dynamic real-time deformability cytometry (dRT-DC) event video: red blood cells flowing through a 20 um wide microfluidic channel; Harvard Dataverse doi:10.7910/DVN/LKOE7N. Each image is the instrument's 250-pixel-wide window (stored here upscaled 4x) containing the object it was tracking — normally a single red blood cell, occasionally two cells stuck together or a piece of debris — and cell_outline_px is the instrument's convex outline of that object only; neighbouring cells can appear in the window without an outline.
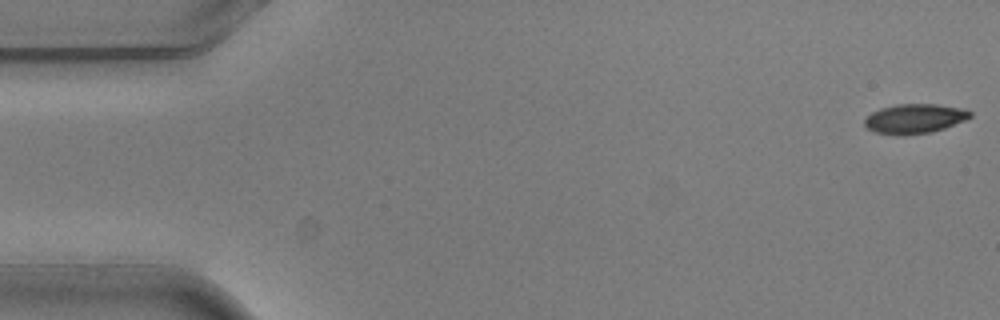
{"species": "common noctule bat (a hibernating species)", "species_latin": "Nyctalus noctula", "temperature_condition": "warm", "stored_images_in_passage": 4, "camera_frame_rate_fps": 3000, "um_per_image_px": 0.085, "animal": {"sex": "male", "body_mass_g": 20.5, "forearm_length_mm": 52.5}, "frame": {"image": 1, "passage_image": 1, "time_ms": 0.0, "image_size_px": [1000, 320], "cell_outline_px": [[972, 116], [964, 120], [944, 128], [932, 132], [896, 136], [876, 132], [868, 128], [864, 124], [864, 120], [872, 112], [880, 108], [896, 104], [936, 104], [964, 108], [972, 112]], "centroid_in_image_um": [77.74, 10.08], "position_along_channel_um": 7.3, "area_um2": 18.21}}
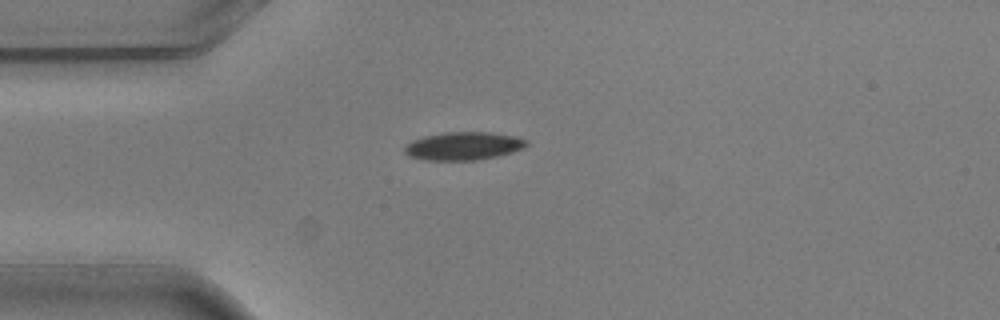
{"frame": {"image": 2, "passage_image": 4, "time_ms": 1.0, "image_size_px": [1000, 320], "cell_outline_px": [[528, 144], [512, 152], [496, 156], [476, 160], [424, 160], [408, 156], [404, 152], [404, 148], [412, 140], [424, 136], [444, 132], [492, 132], [512, 136], [528, 140]], "centroid_in_image_um": [39.35, 12.41], "position_along_channel_um": 45.6, "area_um2": 19.83}}